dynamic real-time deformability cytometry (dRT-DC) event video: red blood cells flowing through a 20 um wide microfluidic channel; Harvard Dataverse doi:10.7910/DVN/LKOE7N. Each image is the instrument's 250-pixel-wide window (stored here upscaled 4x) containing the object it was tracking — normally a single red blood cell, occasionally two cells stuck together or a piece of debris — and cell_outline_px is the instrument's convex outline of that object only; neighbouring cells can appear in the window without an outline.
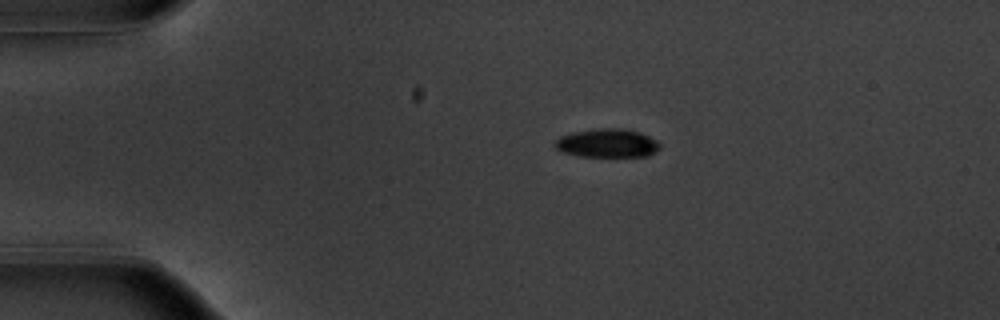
{"species": "common noctule bat (a hibernating species)", "species_latin": "Nyctalus noctula", "temperature_condition": "warm", "stored_images_in_passage": 44, "camera_frame_rate_fps": 3000, "um_per_image_px": 0.085, "animal": {"sex": "male", "body_mass_g": 20.1, "forearm_length_mm": 53.5}, "frame": {"image": 1, "passage_image": 1, "time_ms": 0.0, "image_size_px": [1000, 320], "cell_outline_px": [[660, 148], [656, 152], [648, 156], [580, 156], [560, 152], [552, 144], [560, 136], [572, 132], [596, 128], [624, 128], [640, 132], [656, 140], [660, 144]], "centroid_in_image_um": [51.59, 12.16], "position_along_channel_um": 33.4, "area_um2": 17.69}}
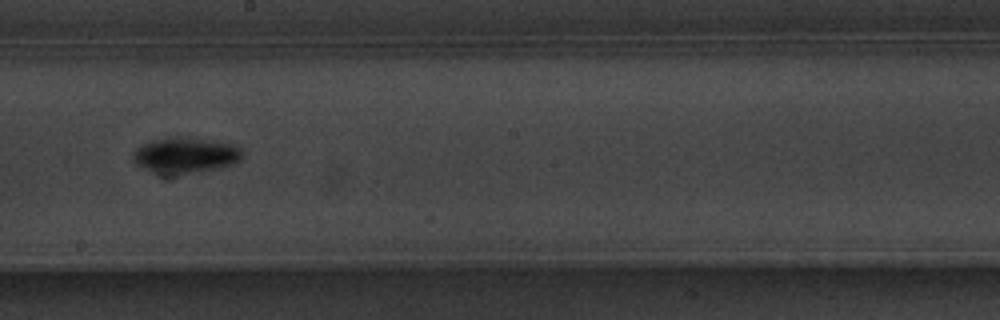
{"frame": {"image": 2, "passage_image": 21, "time_ms": 6.667, "image_size_px": [1000, 320], "cell_outline_px": [[244, 152], [240, 160], [232, 164], [220, 168], [176, 176], [160, 176], [136, 164], [132, 160], [132, 152], [136, 148], [152, 140], [168, 136], [184, 136], [212, 140], [236, 144]], "centroid_in_image_um": [15.74, 13.21], "position_along_channel_um": 232.5, "area_um2": 23.7}}
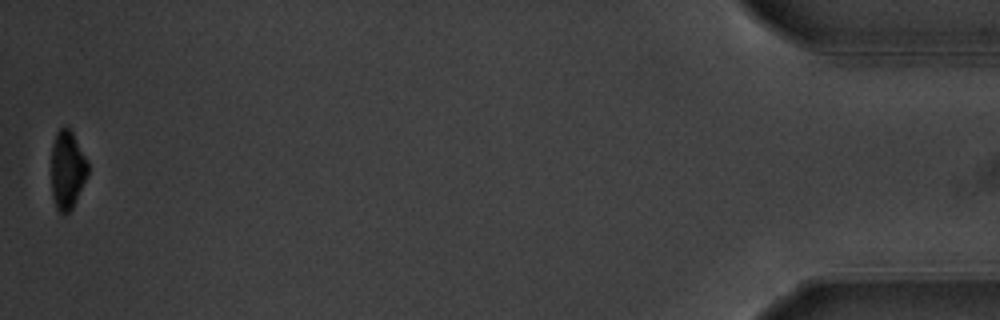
{"frame": {"image": 3, "passage_image": 44, "time_ms": 14.333, "image_size_px": [1000, 320], "cell_outline_px": [[88, 172], [76, 200], [72, 208], [64, 216], [56, 208], [52, 196], [52, 144], [56, 132], [60, 128], [68, 128], [72, 132], [88, 160]], "centroid_in_image_um": [5.72, 14.44], "position_along_channel_um": 429.5, "area_um2": 16.59}, "authors_computed_cell_mechanics": {"area_um2": 19.2474, "velocity_mm_per_s": 3.7338, "shape_relaxation_time_tau1_ms": 1.9517, "shape_relaxation_time_tau2_ms": null, "deformation_change_tau1": 0.1276, "deformation_change_tau2": null}}